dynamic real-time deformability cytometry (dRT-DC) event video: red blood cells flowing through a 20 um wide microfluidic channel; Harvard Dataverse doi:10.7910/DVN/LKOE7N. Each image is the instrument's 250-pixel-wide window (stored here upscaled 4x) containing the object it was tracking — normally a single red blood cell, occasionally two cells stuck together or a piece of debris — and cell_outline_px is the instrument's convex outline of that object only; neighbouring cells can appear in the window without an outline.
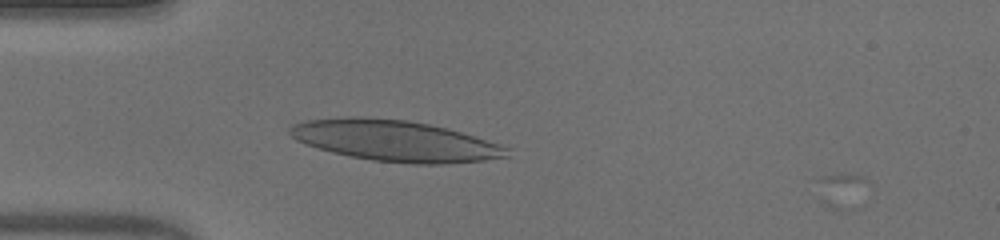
{"species": "human", "species_latin": "Homo sapiens", "temperature_condition": "warm", "stored_images_in_passage": 34, "camera_frame_rate_fps": 3000, "um_per_image_px": 0.085, "donor": {"sex": "male"}, "frame": {"image": 1, "passage_image": 4, "time_ms": 1.0, "image_size_px": [1000, 240], "cell_outline_px": [[508, 156], [484, 160], [444, 164], [416, 164], [372, 160], [332, 152], [296, 140], [288, 132], [288, 128], [292, 124], [308, 120], [352, 116], [360, 116], [408, 120], [448, 128], [508, 148]], "centroid_in_image_um": [33.53, 11.95], "position_along_channel_um": 51.5, "area_um2": 51.27}}
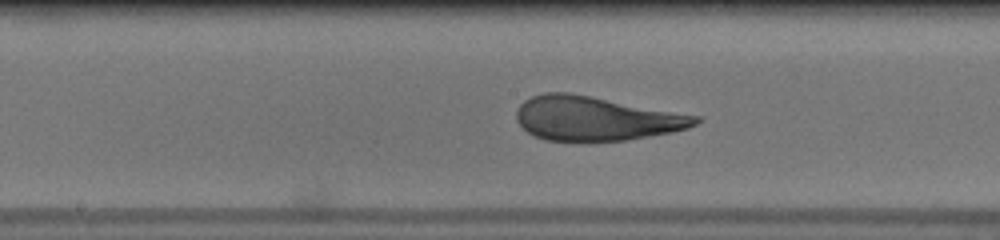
{"frame": {"image": 2, "passage_image": 16, "time_ms": 5.0, "image_size_px": [1000, 240], "cell_outline_px": [[700, 120], [696, 124], [688, 128], [672, 132], [624, 140], [544, 140], [532, 136], [516, 120], [516, 112], [520, 104], [524, 100], [532, 96], [544, 92], [568, 92], [700, 116]], "centroid_in_image_um": [50.61, 10.06], "position_along_channel_um": 197.6, "area_um2": 45.66}}
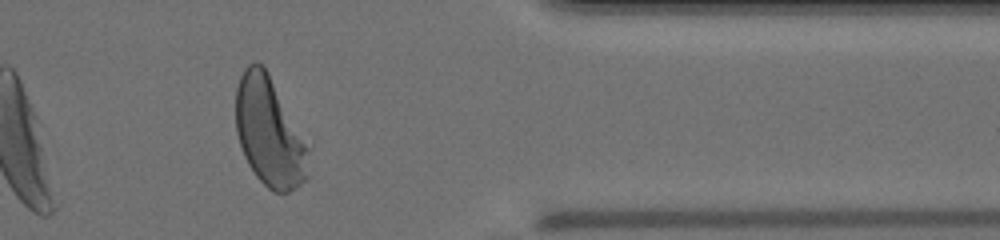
{"frame": {"image": 3, "passage_image": 32, "time_ms": 10.333, "image_size_px": [1000, 240], "cell_outline_px": [[312, 144], [308, 180], [296, 188], [288, 192], [272, 192], [256, 176], [248, 164], [244, 156], [236, 132], [236, 88], [240, 76], [244, 68], [248, 64], [256, 60], [268, 72]], "centroid_in_image_um": [22.98, 11.24], "position_along_channel_um": 388.4, "area_um2": 47.86}, "authors_computed_cell_mechanics": {"area_um2": 47.5694, "velocity_mm_per_s": 3.9195, "shape_relaxation_time_tau1_ms": 6.2566, "shape_relaxation_time_tau2_ms": null, "deformation_change_tau1": 0.2643, "deformation_change_tau2": null}}